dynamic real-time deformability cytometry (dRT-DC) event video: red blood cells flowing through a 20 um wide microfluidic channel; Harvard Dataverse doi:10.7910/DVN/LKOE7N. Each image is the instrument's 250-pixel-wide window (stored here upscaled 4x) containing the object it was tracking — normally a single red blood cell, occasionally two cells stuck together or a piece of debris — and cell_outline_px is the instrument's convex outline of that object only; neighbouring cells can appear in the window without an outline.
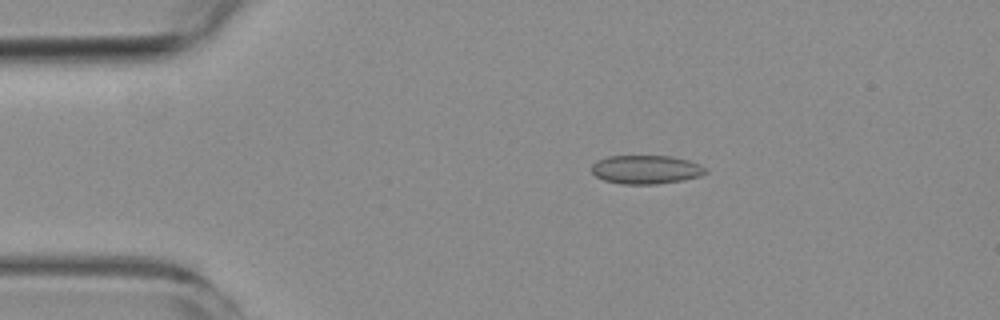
{"species": "common noctule bat (a hibernating species)", "species_latin": "Nyctalus noctula", "temperature_condition": "room temperature", "stored_images_in_passage": 7, "camera_frame_rate_fps": 3000, "um_per_image_px": 0.085, "animal": {"sex": "female", "body_mass_g": 19.3, "forearm_length_mm": 54.1}, "frame": {"image": 1, "passage_image": 2, "time_ms": 1.333, "image_size_px": [1000, 320], "cell_outline_px": [[708, 172], [700, 176], [684, 180], [656, 184], [620, 184], [604, 180], [596, 176], [592, 172], [592, 164], [596, 160], [608, 156], [672, 156], [688, 160], [700, 164], [708, 168]], "centroid_in_image_um": [54.93, 14.41], "position_along_channel_um": 30.1, "area_um2": 19.25}}
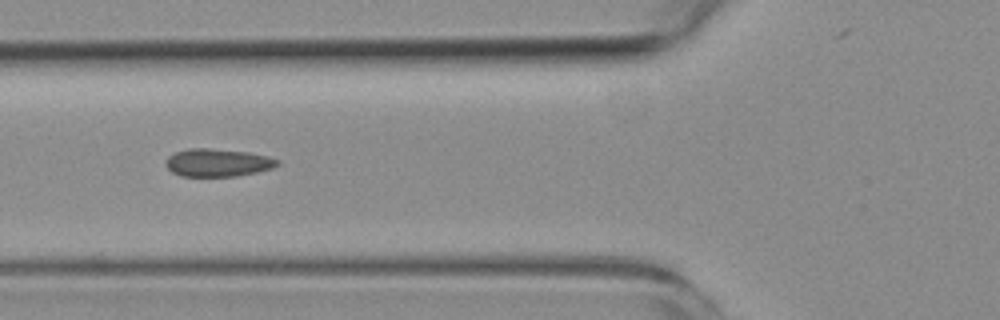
{"frame": {"image": 2, "passage_image": 5, "time_ms": 4.667, "image_size_px": [1000, 320], "cell_outline_px": [[280, 164], [272, 168], [256, 172], [236, 176], [180, 176], [172, 172], [164, 164], [164, 160], [168, 156], [176, 152], [188, 148], [208, 148], [248, 152], [268, 156], [280, 160]], "centroid_in_image_um": [18.49, 13.82], "position_along_channel_um": 107.3, "area_um2": 18.21}}
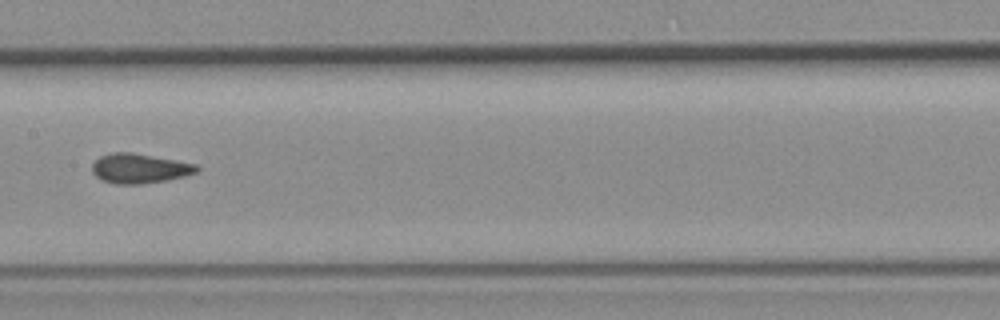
{"frame": {"image": 3, "passage_image": 7, "time_ms": 7.0, "image_size_px": [1000, 320], "cell_outline_px": [[200, 172], [168, 180], [140, 184], [116, 184], [100, 180], [92, 172], [92, 164], [100, 156], [112, 152], [132, 152], [176, 160], [196, 164], [200, 168]], "centroid_in_image_um": [11.87, 14.32], "position_along_channel_um": 195.5, "area_um2": 18.26}}